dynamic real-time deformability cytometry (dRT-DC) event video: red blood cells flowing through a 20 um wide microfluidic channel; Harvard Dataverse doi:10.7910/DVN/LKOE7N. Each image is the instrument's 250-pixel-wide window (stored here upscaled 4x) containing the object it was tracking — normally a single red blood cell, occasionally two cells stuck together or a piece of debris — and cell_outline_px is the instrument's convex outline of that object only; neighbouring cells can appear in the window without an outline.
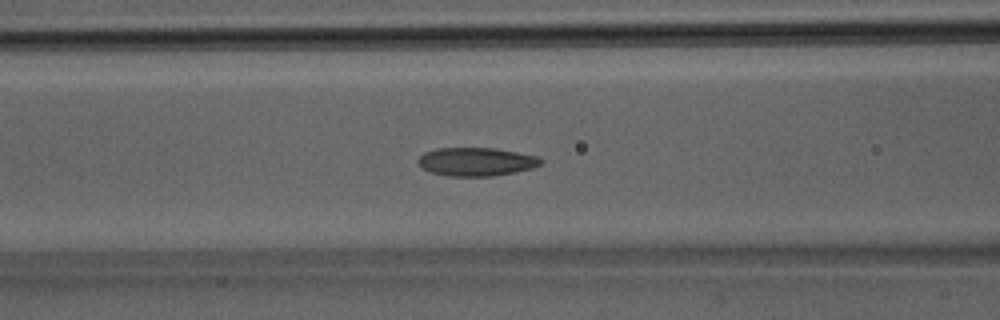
{"species": "Egyptian fruit bat (a non-hibernating species)", "species_latin": "Rousettus aegyptiacus", "temperature_condition": "room temperature", "stored_images_in_passage": 28, "camera_frame_rate_fps": 3000, "um_per_image_px": 0.085, "animal": {"sex": "male"}, "frame": {"image": 1, "passage_image": 5, "time_ms": 1.333, "image_size_px": [1000, 320], "cell_outline_px": [[544, 160], [540, 164], [532, 168], [516, 172], [492, 176], [448, 176], [428, 172], [420, 168], [416, 160], [424, 152], [436, 148], [496, 148], [540, 156]], "centroid_in_image_um": [40.46, 13.74], "position_along_channel_um": 126.1, "area_um2": 20.69}}
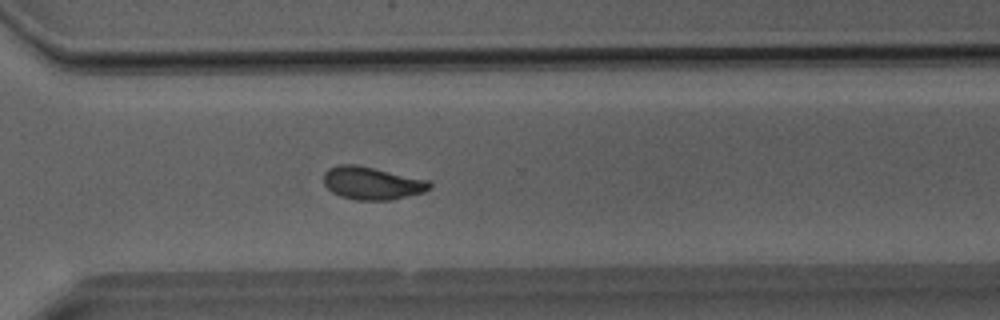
{"frame": {"image": 2, "passage_image": 17, "time_ms": 5.333, "image_size_px": [1000, 320], "cell_outline_px": [[432, 188], [424, 192], [392, 200], [356, 200], [340, 196], [332, 192], [324, 184], [324, 172], [328, 168], [340, 164], [356, 164], [428, 180], [432, 184]], "centroid_in_image_um": [31.62, 15.57], "position_along_channel_um": 339.0, "area_um2": 20.29}}
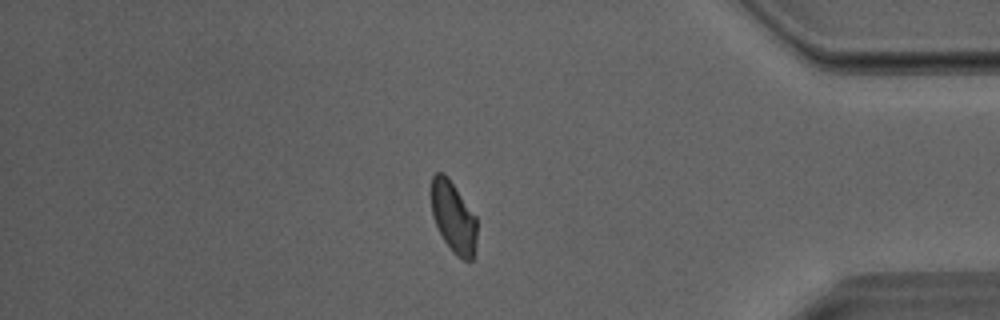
{"frame": {"image": 3, "passage_image": 22, "time_ms": 7.0, "image_size_px": [1000, 320], "cell_outline_px": [[476, 244], [472, 260], [464, 260], [456, 256], [452, 252], [444, 240], [432, 216], [432, 176], [436, 172], [440, 172], [448, 176], [476, 216]], "centroid_in_image_um": [38.55, 18.46], "position_along_channel_um": 396.7, "area_um2": 18.84}}